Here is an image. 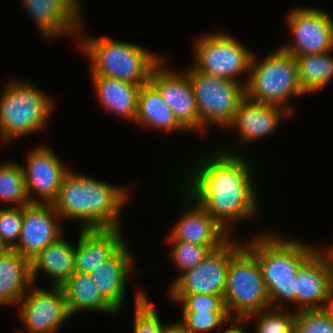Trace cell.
Wrapping results in <instances>:
<instances>
[{
	"label": "cell",
	"instance_id": "1",
	"mask_svg": "<svg viewBox=\"0 0 333 333\" xmlns=\"http://www.w3.org/2000/svg\"><path fill=\"white\" fill-rule=\"evenodd\" d=\"M220 149L213 153L206 151L204 158L200 155V159L193 161L195 164H190L193 169L187 165L189 170L180 177H185L180 189L232 236L233 225L253 218L259 210L258 182L253 174V163L244 153Z\"/></svg>",
	"mask_w": 333,
	"mask_h": 333
},
{
	"label": "cell",
	"instance_id": "2",
	"mask_svg": "<svg viewBox=\"0 0 333 333\" xmlns=\"http://www.w3.org/2000/svg\"><path fill=\"white\" fill-rule=\"evenodd\" d=\"M130 191L69 170L52 205L60 218L81 222V229L120 228V213Z\"/></svg>",
	"mask_w": 333,
	"mask_h": 333
},
{
	"label": "cell",
	"instance_id": "3",
	"mask_svg": "<svg viewBox=\"0 0 333 333\" xmlns=\"http://www.w3.org/2000/svg\"><path fill=\"white\" fill-rule=\"evenodd\" d=\"M259 234L244 244L257 256L271 307L284 308L285 301L296 305V274L318 248L274 233Z\"/></svg>",
	"mask_w": 333,
	"mask_h": 333
},
{
	"label": "cell",
	"instance_id": "4",
	"mask_svg": "<svg viewBox=\"0 0 333 333\" xmlns=\"http://www.w3.org/2000/svg\"><path fill=\"white\" fill-rule=\"evenodd\" d=\"M83 28L86 29L84 24L78 41L91 61V76H104L142 86L149 82L152 68L163 58L134 43L115 41L106 36L85 37Z\"/></svg>",
	"mask_w": 333,
	"mask_h": 333
},
{
	"label": "cell",
	"instance_id": "5",
	"mask_svg": "<svg viewBox=\"0 0 333 333\" xmlns=\"http://www.w3.org/2000/svg\"><path fill=\"white\" fill-rule=\"evenodd\" d=\"M256 57L253 54L245 84V98L278 105L293 114L290 99L306 94L299 83L295 57L281 48L268 53L261 60Z\"/></svg>",
	"mask_w": 333,
	"mask_h": 333
},
{
	"label": "cell",
	"instance_id": "6",
	"mask_svg": "<svg viewBox=\"0 0 333 333\" xmlns=\"http://www.w3.org/2000/svg\"><path fill=\"white\" fill-rule=\"evenodd\" d=\"M53 106L51 97L29 82H8L0 95V142L6 145L47 128Z\"/></svg>",
	"mask_w": 333,
	"mask_h": 333
},
{
	"label": "cell",
	"instance_id": "7",
	"mask_svg": "<svg viewBox=\"0 0 333 333\" xmlns=\"http://www.w3.org/2000/svg\"><path fill=\"white\" fill-rule=\"evenodd\" d=\"M223 300L230 318H246L271 307L257 256L245 244L231 256Z\"/></svg>",
	"mask_w": 333,
	"mask_h": 333
},
{
	"label": "cell",
	"instance_id": "8",
	"mask_svg": "<svg viewBox=\"0 0 333 333\" xmlns=\"http://www.w3.org/2000/svg\"><path fill=\"white\" fill-rule=\"evenodd\" d=\"M189 80L200 118V133L204 134L209 124L225 130L245 99V86L228 78L196 71L192 66L189 67Z\"/></svg>",
	"mask_w": 333,
	"mask_h": 333
},
{
	"label": "cell",
	"instance_id": "9",
	"mask_svg": "<svg viewBox=\"0 0 333 333\" xmlns=\"http://www.w3.org/2000/svg\"><path fill=\"white\" fill-rule=\"evenodd\" d=\"M197 39L193 46L192 64L196 71L228 78L245 86L254 52L249 51L240 41L224 31L204 34ZM243 75H247L246 78L244 76V80Z\"/></svg>",
	"mask_w": 333,
	"mask_h": 333
},
{
	"label": "cell",
	"instance_id": "10",
	"mask_svg": "<svg viewBox=\"0 0 333 333\" xmlns=\"http://www.w3.org/2000/svg\"><path fill=\"white\" fill-rule=\"evenodd\" d=\"M243 244L231 236L197 266L179 274L171 283L168 295L210 294L223 297L231 256Z\"/></svg>",
	"mask_w": 333,
	"mask_h": 333
},
{
	"label": "cell",
	"instance_id": "11",
	"mask_svg": "<svg viewBox=\"0 0 333 333\" xmlns=\"http://www.w3.org/2000/svg\"><path fill=\"white\" fill-rule=\"evenodd\" d=\"M288 14L287 25L294 40L280 47L283 51L294 57L333 51V20L327 12L299 6Z\"/></svg>",
	"mask_w": 333,
	"mask_h": 333
},
{
	"label": "cell",
	"instance_id": "12",
	"mask_svg": "<svg viewBox=\"0 0 333 333\" xmlns=\"http://www.w3.org/2000/svg\"><path fill=\"white\" fill-rule=\"evenodd\" d=\"M33 284L19 301V317L27 333H55L72 316L61 287ZM55 331V332H54Z\"/></svg>",
	"mask_w": 333,
	"mask_h": 333
},
{
	"label": "cell",
	"instance_id": "13",
	"mask_svg": "<svg viewBox=\"0 0 333 333\" xmlns=\"http://www.w3.org/2000/svg\"><path fill=\"white\" fill-rule=\"evenodd\" d=\"M163 57L151 70L149 82L158 90L178 121L190 132H200V118L196 106L189 67L177 72L165 65Z\"/></svg>",
	"mask_w": 333,
	"mask_h": 333
},
{
	"label": "cell",
	"instance_id": "14",
	"mask_svg": "<svg viewBox=\"0 0 333 333\" xmlns=\"http://www.w3.org/2000/svg\"><path fill=\"white\" fill-rule=\"evenodd\" d=\"M35 148L27 154V165H22L26 191L31 203H52L69 170L49 146L44 144ZM33 192L40 196L39 199L32 195Z\"/></svg>",
	"mask_w": 333,
	"mask_h": 333
},
{
	"label": "cell",
	"instance_id": "15",
	"mask_svg": "<svg viewBox=\"0 0 333 333\" xmlns=\"http://www.w3.org/2000/svg\"><path fill=\"white\" fill-rule=\"evenodd\" d=\"M60 215L52 203H30L23 206V224L17 244L12 248L29 260L63 236L58 223Z\"/></svg>",
	"mask_w": 333,
	"mask_h": 333
},
{
	"label": "cell",
	"instance_id": "16",
	"mask_svg": "<svg viewBox=\"0 0 333 333\" xmlns=\"http://www.w3.org/2000/svg\"><path fill=\"white\" fill-rule=\"evenodd\" d=\"M22 3L45 39L67 33L78 37L83 25L80 0H22Z\"/></svg>",
	"mask_w": 333,
	"mask_h": 333
},
{
	"label": "cell",
	"instance_id": "17",
	"mask_svg": "<svg viewBox=\"0 0 333 333\" xmlns=\"http://www.w3.org/2000/svg\"><path fill=\"white\" fill-rule=\"evenodd\" d=\"M182 194L181 199L184 202L180 203L184 205L186 203L187 207L169 232L168 241L188 242L201 246L223 245L231 236L188 193L183 190Z\"/></svg>",
	"mask_w": 333,
	"mask_h": 333
},
{
	"label": "cell",
	"instance_id": "18",
	"mask_svg": "<svg viewBox=\"0 0 333 333\" xmlns=\"http://www.w3.org/2000/svg\"><path fill=\"white\" fill-rule=\"evenodd\" d=\"M296 277L298 311L326 308L333 295V281L319 248L300 266Z\"/></svg>",
	"mask_w": 333,
	"mask_h": 333
},
{
	"label": "cell",
	"instance_id": "19",
	"mask_svg": "<svg viewBox=\"0 0 333 333\" xmlns=\"http://www.w3.org/2000/svg\"><path fill=\"white\" fill-rule=\"evenodd\" d=\"M288 115L291 113L281 106L253 102L245 98L225 130H236V133L238 131V139L245 146L246 143L270 136L278 129L281 119Z\"/></svg>",
	"mask_w": 333,
	"mask_h": 333
},
{
	"label": "cell",
	"instance_id": "20",
	"mask_svg": "<svg viewBox=\"0 0 333 333\" xmlns=\"http://www.w3.org/2000/svg\"><path fill=\"white\" fill-rule=\"evenodd\" d=\"M79 234L74 246V268L78 273H91L126 244L120 228L81 229Z\"/></svg>",
	"mask_w": 333,
	"mask_h": 333
},
{
	"label": "cell",
	"instance_id": "21",
	"mask_svg": "<svg viewBox=\"0 0 333 333\" xmlns=\"http://www.w3.org/2000/svg\"><path fill=\"white\" fill-rule=\"evenodd\" d=\"M133 256L125 244L112 258L94 269L89 276L100 290L102 296L117 310L122 309L126 284L130 272L138 271L133 268Z\"/></svg>",
	"mask_w": 333,
	"mask_h": 333
},
{
	"label": "cell",
	"instance_id": "22",
	"mask_svg": "<svg viewBox=\"0 0 333 333\" xmlns=\"http://www.w3.org/2000/svg\"><path fill=\"white\" fill-rule=\"evenodd\" d=\"M42 271L52 279L53 287H61L75 272L74 246L62 236L30 259V275L33 284Z\"/></svg>",
	"mask_w": 333,
	"mask_h": 333
},
{
	"label": "cell",
	"instance_id": "23",
	"mask_svg": "<svg viewBox=\"0 0 333 333\" xmlns=\"http://www.w3.org/2000/svg\"><path fill=\"white\" fill-rule=\"evenodd\" d=\"M102 109L135 123L141 86L104 76H91Z\"/></svg>",
	"mask_w": 333,
	"mask_h": 333
},
{
	"label": "cell",
	"instance_id": "24",
	"mask_svg": "<svg viewBox=\"0 0 333 333\" xmlns=\"http://www.w3.org/2000/svg\"><path fill=\"white\" fill-rule=\"evenodd\" d=\"M33 285L30 260L14 249L0 255V306L16 305Z\"/></svg>",
	"mask_w": 333,
	"mask_h": 333
},
{
	"label": "cell",
	"instance_id": "25",
	"mask_svg": "<svg viewBox=\"0 0 333 333\" xmlns=\"http://www.w3.org/2000/svg\"><path fill=\"white\" fill-rule=\"evenodd\" d=\"M135 122L160 131L189 132L150 82L140 88Z\"/></svg>",
	"mask_w": 333,
	"mask_h": 333
},
{
	"label": "cell",
	"instance_id": "26",
	"mask_svg": "<svg viewBox=\"0 0 333 333\" xmlns=\"http://www.w3.org/2000/svg\"><path fill=\"white\" fill-rule=\"evenodd\" d=\"M71 315L82 310L116 314L118 311L102 296L89 274L74 272L61 286Z\"/></svg>",
	"mask_w": 333,
	"mask_h": 333
},
{
	"label": "cell",
	"instance_id": "27",
	"mask_svg": "<svg viewBox=\"0 0 333 333\" xmlns=\"http://www.w3.org/2000/svg\"><path fill=\"white\" fill-rule=\"evenodd\" d=\"M298 65V79L307 94L325 88L333 77V55L331 51L295 57Z\"/></svg>",
	"mask_w": 333,
	"mask_h": 333
},
{
	"label": "cell",
	"instance_id": "28",
	"mask_svg": "<svg viewBox=\"0 0 333 333\" xmlns=\"http://www.w3.org/2000/svg\"><path fill=\"white\" fill-rule=\"evenodd\" d=\"M0 200L10 202L9 206L31 203L26 191L23 168L18 162L0 164Z\"/></svg>",
	"mask_w": 333,
	"mask_h": 333
},
{
	"label": "cell",
	"instance_id": "29",
	"mask_svg": "<svg viewBox=\"0 0 333 333\" xmlns=\"http://www.w3.org/2000/svg\"><path fill=\"white\" fill-rule=\"evenodd\" d=\"M295 316L296 311L293 313L288 312L286 308L270 307L253 313L245 319L257 318L255 333H292Z\"/></svg>",
	"mask_w": 333,
	"mask_h": 333
},
{
	"label": "cell",
	"instance_id": "30",
	"mask_svg": "<svg viewBox=\"0 0 333 333\" xmlns=\"http://www.w3.org/2000/svg\"><path fill=\"white\" fill-rule=\"evenodd\" d=\"M171 242V243H170ZM171 244V251L168 258L178 268L179 273H183L197 266L205 257L211 253L212 250L220 246H201L198 244L169 241Z\"/></svg>",
	"mask_w": 333,
	"mask_h": 333
},
{
	"label": "cell",
	"instance_id": "31",
	"mask_svg": "<svg viewBox=\"0 0 333 333\" xmlns=\"http://www.w3.org/2000/svg\"><path fill=\"white\" fill-rule=\"evenodd\" d=\"M133 333H161L162 321L147 293H136Z\"/></svg>",
	"mask_w": 333,
	"mask_h": 333
},
{
	"label": "cell",
	"instance_id": "32",
	"mask_svg": "<svg viewBox=\"0 0 333 333\" xmlns=\"http://www.w3.org/2000/svg\"><path fill=\"white\" fill-rule=\"evenodd\" d=\"M292 333H333V317L327 308L297 311Z\"/></svg>",
	"mask_w": 333,
	"mask_h": 333
},
{
	"label": "cell",
	"instance_id": "33",
	"mask_svg": "<svg viewBox=\"0 0 333 333\" xmlns=\"http://www.w3.org/2000/svg\"><path fill=\"white\" fill-rule=\"evenodd\" d=\"M23 224V206L0 208V239L8 249H12L20 237Z\"/></svg>",
	"mask_w": 333,
	"mask_h": 333
},
{
	"label": "cell",
	"instance_id": "34",
	"mask_svg": "<svg viewBox=\"0 0 333 333\" xmlns=\"http://www.w3.org/2000/svg\"><path fill=\"white\" fill-rule=\"evenodd\" d=\"M168 296L181 305V312H227L222 296L210 294Z\"/></svg>",
	"mask_w": 333,
	"mask_h": 333
},
{
	"label": "cell",
	"instance_id": "35",
	"mask_svg": "<svg viewBox=\"0 0 333 333\" xmlns=\"http://www.w3.org/2000/svg\"><path fill=\"white\" fill-rule=\"evenodd\" d=\"M182 322L188 333H206L223 326L230 317L227 312H182Z\"/></svg>",
	"mask_w": 333,
	"mask_h": 333
},
{
	"label": "cell",
	"instance_id": "36",
	"mask_svg": "<svg viewBox=\"0 0 333 333\" xmlns=\"http://www.w3.org/2000/svg\"><path fill=\"white\" fill-rule=\"evenodd\" d=\"M245 322L247 323L245 318H230L226 324L232 323V326L227 329L224 328L221 333H246L244 328L241 326Z\"/></svg>",
	"mask_w": 333,
	"mask_h": 333
},
{
	"label": "cell",
	"instance_id": "37",
	"mask_svg": "<svg viewBox=\"0 0 333 333\" xmlns=\"http://www.w3.org/2000/svg\"><path fill=\"white\" fill-rule=\"evenodd\" d=\"M161 333H188V332L186 331L185 326L180 319V321L172 324L169 323V325L168 324L164 325L163 323Z\"/></svg>",
	"mask_w": 333,
	"mask_h": 333
},
{
	"label": "cell",
	"instance_id": "38",
	"mask_svg": "<svg viewBox=\"0 0 333 333\" xmlns=\"http://www.w3.org/2000/svg\"><path fill=\"white\" fill-rule=\"evenodd\" d=\"M331 248L329 249H323V251H320L319 252L323 255L327 265H328V268H329V271L331 273V278H332V281H333V247L330 246Z\"/></svg>",
	"mask_w": 333,
	"mask_h": 333
},
{
	"label": "cell",
	"instance_id": "39",
	"mask_svg": "<svg viewBox=\"0 0 333 333\" xmlns=\"http://www.w3.org/2000/svg\"><path fill=\"white\" fill-rule=\"evenodd\" d=\"M326 308L331 313V315L333 317V295L331 296Z\"/></svg>",
	"mask_w": 333,
	"mask_h": 333
},
{
	"label": "cell",
	"instance_id": "40",
	"mask_svg": "<svg viewBox=\"0 0 333 333\" xmlns=\"http://www.w3.org/2000/svg\"><path fill=\"white\" fill-rule=\"evenodd\" d=\"M7 249L8 248L6 247V245L0 239V255L4 253Z\"/></svg>",
	"mask_w": 333,
	"mask_h": 333
},
{
	"label": "cell",
	"instance_id": "41",
	"mask_svg": "<svg viewBox=\"0 0 333 333\" xmlns=\"http://www.w3.org/2000/svg\"><path fill=\"white\" fill-rule=\"evenodd\" d=\"M15 333H25V332H23L22 330H17Z\"/></svg>",
	"mask_w": 333,
	"mask_h": 333
}]
</instances>
